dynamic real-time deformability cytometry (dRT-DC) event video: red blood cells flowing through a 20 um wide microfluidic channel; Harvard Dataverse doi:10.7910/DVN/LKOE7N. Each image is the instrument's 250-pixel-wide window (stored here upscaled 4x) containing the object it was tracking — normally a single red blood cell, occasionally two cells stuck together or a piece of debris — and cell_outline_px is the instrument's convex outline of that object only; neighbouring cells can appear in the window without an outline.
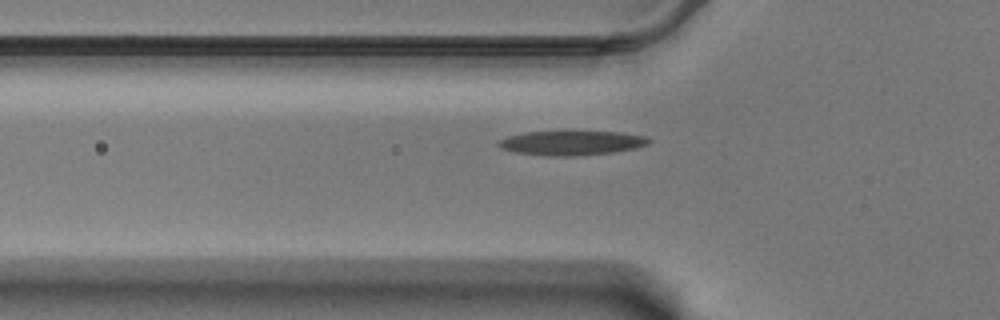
{"species": "Egyptian fruit bat (a non-hibernating species)", "species_latin": "Rousettus aegyptiacus", "temperature_condition": "warm", "stored_images_in_passage": 45, "camera_frame_rate_fps": 3000, "um_per_image_px": 0.085, "animal": {"sex": "male"}, "frame": {"image": 1, "passage_image": 8, "time_ms": 2.333, "image_size_px": [1000, 320], "cell_outline_px": [[652, 140], [648, 144], [636, 148], [612, 152], [572, 156], [548, 156], [516, 152], [500, 148], [496, 144], [500, 140], [508, 136], [524, 132], [620, 132], [644, 136]], "centroid_in_image_um": [48.57, 12.15], "position_along_channel_um": 77.2, "area_um2": 21.15}}
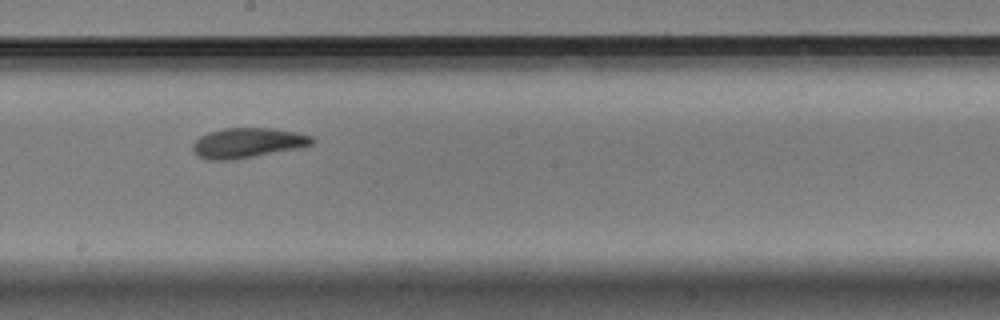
{"frame": {"image": 2, "passage_image": 21, "time_ms": 6.667, "image_size_px": [1000, 320], "cell_outline_px": [[316, 140], [312, 144], [296, 148], [236, 160], [208, 160], [200, 156], [192, 148], [192, 144], [200, 136], [208, 132], [224, 128], [272, 128], [296, 132], [312, 136]], "centroid_in_image_um": [21.04, 12.14], "position_along_channel_um": 227.2, "area_um2": 20.75}}
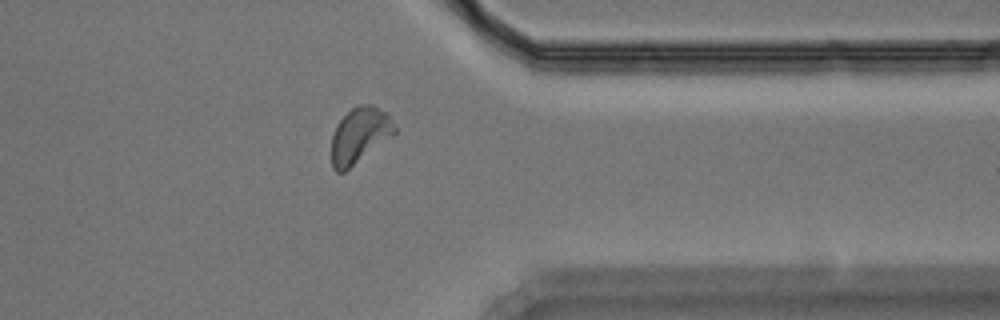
{"frame": {"image": 3, "passage_image": 35, "time_ms": 11.333, "image_size_px": [1000, 320], "cell_outline_px": [[396, 132], [392, 136], [344, 172], [336, 172], [332, 168], [332, 136], [336, 124], [356, 104], [372, 104], [384, 112], [392, 120], [396, 128]], "centroid_in_image_um": [30.55, 11.49], "position_along_channel_um": 380.8, "area_um2": 20.23}, "authors_computed_cell_mechanics": {"area_um2": 20.2878, "velocity_mm_per_s": 3.437, "shape_relaxation_time_tau1_ms": 4.2741, "shape_relaxation_time_tau2_ms": 5.0256, "deformation_change_tau1": 0.1758, "deformation_change_tau2": 0.0827}}